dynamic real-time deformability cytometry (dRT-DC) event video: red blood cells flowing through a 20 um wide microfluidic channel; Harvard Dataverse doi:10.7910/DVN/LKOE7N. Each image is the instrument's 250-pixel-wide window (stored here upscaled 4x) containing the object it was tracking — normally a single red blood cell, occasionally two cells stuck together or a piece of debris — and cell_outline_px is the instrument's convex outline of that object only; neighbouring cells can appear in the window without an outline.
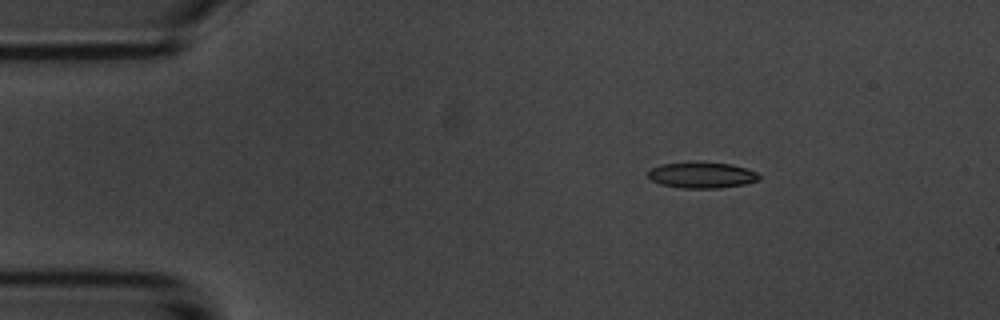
{"species": "common noctule bat (a hibernating species)", "species_latin": "Nyctalus noctula", "temperature_condition": "room temperature", "stored_images_in_passage": 7, "camera_frame_rate_fps": 3000, "um_per_image_px": 0.085, "animal": {"sex": "male", "body_mass_g": 20.1, "forearm_length_mm": 53.5}, "frame": {"image": 1, "passage_image": 3, "time_ms": 2.333, "image_size_px": [1000, 320], "cell_outline_px": [[760, 180], [744, 184], [720, 188], [684, 188], [660, 184], [652, 180], [648, 176], [648, 172], [652, 168], [660, 164], [732, 164], [756, 172], [760, 176]], "centroid_in_image_um": [59.68, 14.92], "position_along_channel_um": 25.3, "area_um2": 16.13}}
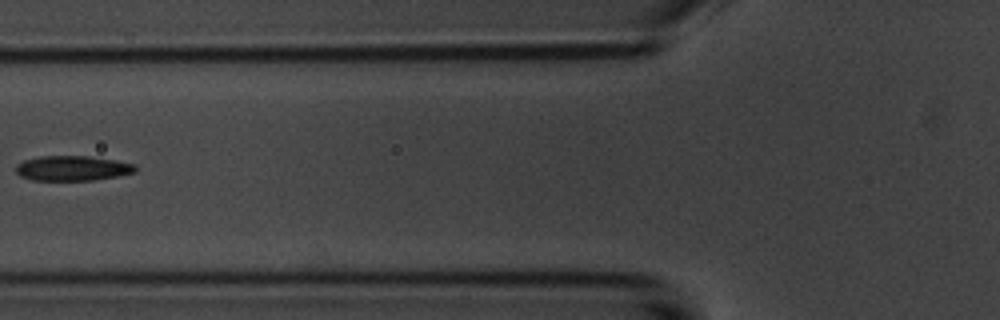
{"frame": {"image": 2, "passage_image": 6, "time_ms": 6.667, "image_size_px": [1000, 320], "cell_outline_px": [[136, 172], [116, 176], [92, 180], [32, 180], [20, 176], [16, 172], [16, 164], [24, 160], [40, 156], [88, 156], [116, 160], [136, 164]], "centroid_in_image_um": [6.15, 14.29], "position_along_channel_um": 119.6, "area_um2": 17.4}}
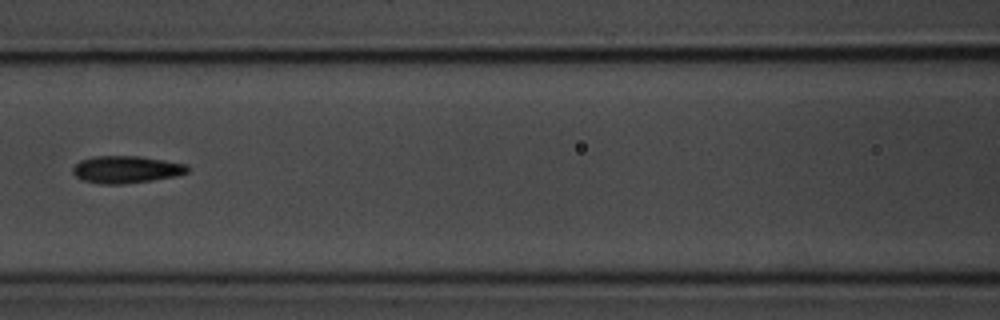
{"frame": {"image": 3, "passage_image": 7, "time_ms": 7.667, "image_size_px": [1000, 320], "cell_outline_px": [[188, 172], [176, 176], [152, 180], [124, 184], [100, 184], [84, 180], [76, 176], [72, 172], [72, 168], [80, 160], [96, 156], [140, 156], [188, 164]], "centroid_in_image_um": [10.74, 14.4], "position_along_channel_um": 155.9, "area_um2": 18.21}}